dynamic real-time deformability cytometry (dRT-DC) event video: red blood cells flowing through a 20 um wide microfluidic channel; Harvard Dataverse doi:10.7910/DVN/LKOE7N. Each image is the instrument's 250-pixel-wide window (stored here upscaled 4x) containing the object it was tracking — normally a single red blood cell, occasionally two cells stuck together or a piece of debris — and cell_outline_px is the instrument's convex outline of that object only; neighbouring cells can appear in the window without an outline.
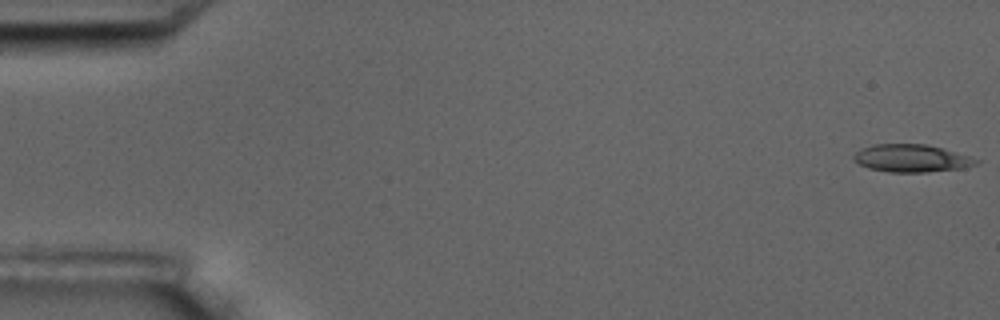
{"species": "common noctule bat (a hibernating species)", "species_latin": "Nyctalus noctula", "temperature_condition": "room temperature", "stored_images_in_passage": 6, "camera_frame_rate_fps": 3000, "um_per_image_px": 0.085, "animal": {"sex": "male", "body_mass_g": 17.5, "forearm_length_mm": 52.3}, "frame": {"image": 1, "passage_image": 1, "time_ms": 0.0, "image_size_px": [1000, 320], "cell_outline_px": [[980, 164], [964, 168], [928, 172], [888, 172], [868, 168], [852, 160], [852, 156], [860, 148], [872, 144], [924, 144], [940, 148], [968, 156], [980, 160]], "centroid_in_image_um": [77.45, 13.46], "position_along_channel_um": 7.6, "area_um2": 19.77}}
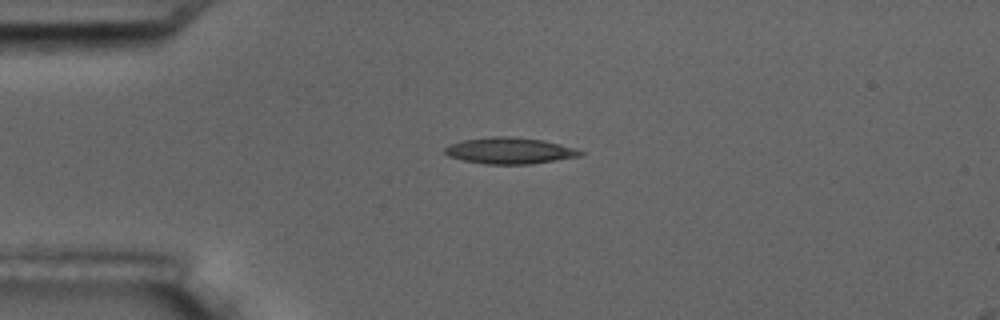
{"frame": {"image": 2, "passage_image": 5, "time_ms": 4.333, "image_size_px": [1000, 320], "cell_outline_px": [[584, 152], [580, 156], [532, 164], [484, 164], [464, 160], [448, 156], [444, 152], [444, 148], [448, 144], [464, 140], [492, 136], [508, 136], [544, 140], [576, 148]], "centroid_in_image_um": [43.31, 12.8], "position_along_channel_um": 41.7, "area_um2": 20.81}}